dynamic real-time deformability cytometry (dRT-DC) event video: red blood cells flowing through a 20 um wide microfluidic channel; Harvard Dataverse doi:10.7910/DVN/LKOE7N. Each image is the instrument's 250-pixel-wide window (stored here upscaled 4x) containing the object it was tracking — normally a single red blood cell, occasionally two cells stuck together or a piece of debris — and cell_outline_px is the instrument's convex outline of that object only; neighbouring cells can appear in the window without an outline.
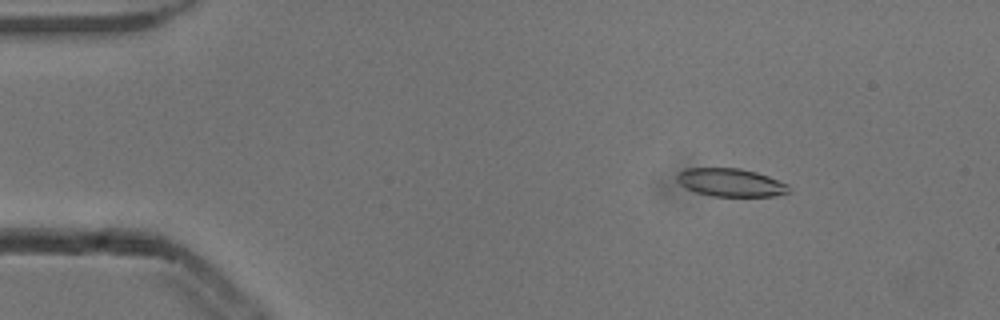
{"species": "common noctule bat (a hibernating species)", "species_latin": "Nyctalus noctula", "temperature_condition": "cold", "stored_images_in_passage": 53, "camera_frame_rate_fps": 3000, "um_per_image_px": 0.085, "animal": {"sex": "male", "body_mass_g": 13.3}, "frame": {"image": 1, "passage_image": 8, "time_ms": 2.333, "image_size_px": [1000, 320], "cell_outline_px": [[792, 192], [776, 196], [712, 196], [696, 192], [680, 184], [676, 180], [676, 172], [684, 168], [740, 168], [756, 172], [768, 176], [788, 184]], "centroid_in_image_um": [62.11, 15.51], "position_along_channel_um": 22.9, "area_um2": 18.5}}
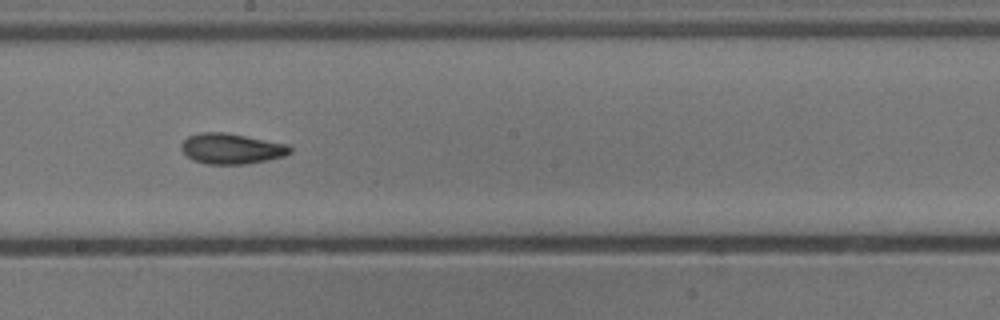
{"frame": {"image": 2, "passage_image": 30, "time_ms": 9.667, "image_size_px": [1000, 320], "cell_outline_px": [[292, 152], [284, 156], [244, 164], [204, 164], [192, 160], [180, 148], [180, 144], [188, 136], [200, 132], [224, 132], [288, 144], [292, 148]], "centroid_in_image_um": [19.65, 12.63], "position_along_channel_um": 228.6, "area_um2": 19.31}}
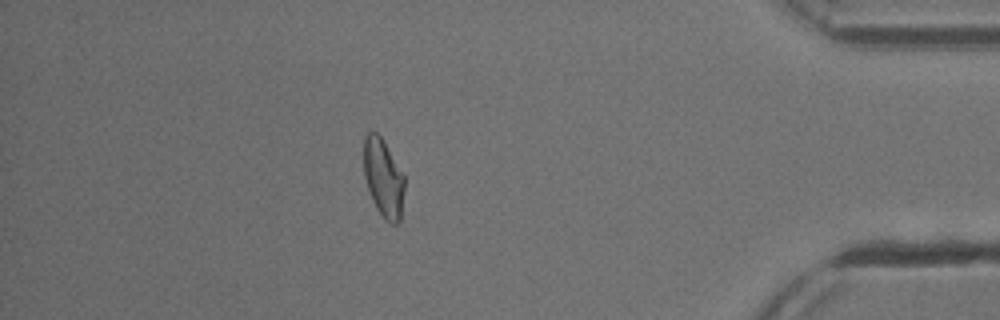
{"frame": {"image": 3, "passage_image": 47, "time_ms": 15.333, "image_size_px": [1000, 320], "cell_outline_px": [[404, 188], [400, 220], [396, 224], [392, 224], [384, 220], [376, 208], [372, 200], [364, 176], [364, 136], [368, 132], [376, 132], [380, 136], [404, 176]], "centroid_in_image_um": [32.57, 15.16], "position_along_channel_um": 402.6, "area_um2": 18.32}, "authors_computed_cell_mechanics": {"area_um2": 19.074, "velocity_mm_per_s": 3.8732, "shape_relaxation_time_tau1_ms": 4.8946, "shape_relaxation_time_tau2_ms": 3.0026, "deformation_change_tau1": 0.1589, "deformation_change_tau2": 0.103}}